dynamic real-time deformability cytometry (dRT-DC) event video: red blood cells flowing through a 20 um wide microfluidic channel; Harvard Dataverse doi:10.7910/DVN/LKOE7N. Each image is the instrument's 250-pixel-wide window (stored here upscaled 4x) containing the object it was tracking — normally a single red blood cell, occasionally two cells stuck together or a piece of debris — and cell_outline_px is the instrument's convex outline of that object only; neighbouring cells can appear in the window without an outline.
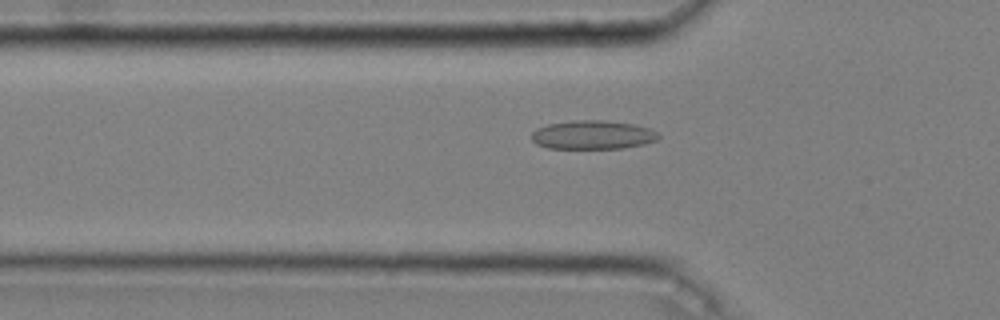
{"species": "common noctule bat (a hibernating species)", "species_latin": "Nyctalus noctula", "temperature_condition": "cold", "stored_images_in_passage": 43, "camera_frame_rate_fps": 3000, "um_per_image_px": 0.085, "animal": {"sex": "male", "body_mass_g": 20.4}, "frame": {"image": 1, "passage_image": 12, "time_ms": 3.667, "image_size_px": [1000, 320], "cell_outline_px": [[660, 136], [656, 140], [644, 144], [624, 148], [548, 148], [536, 144], [532, 140], [532, 132], [536, 128], [548, 124], [572, 120], [604, 120], [636, 124], [648, 128], [656, 132]], "centroid_in_image_um": [50.37, 11.45], "position_along_channel_um": 75.4, "area_um2": 21.33}}
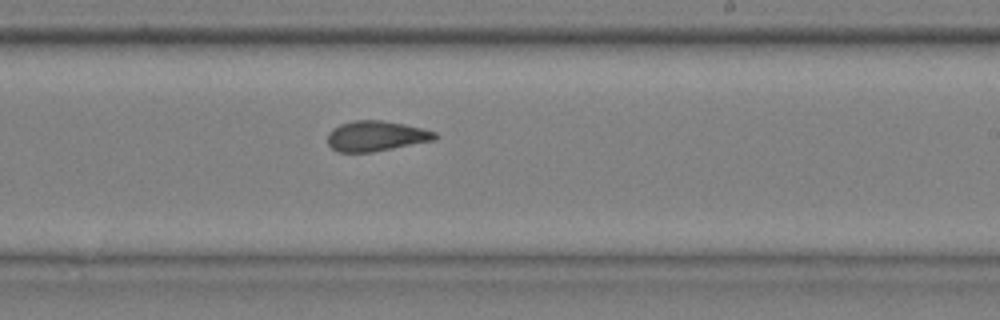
{"frame": {"image": 2, "passage_image": 27, "time_ms": 8.667, "image_size_px": [1000, 320], "cell_outline_px": [[440, 136], [436, 140], [372, 152], [336, 152], [328, 144], [328, 132], [332, 128], [340, 124], [356, 120], [380, 120], [404, 124], [436, 132]], "centroid_in_image_um": [31.97, 11.57], "position_along_channel_um": 257.0, "area_um2": 19.02}}
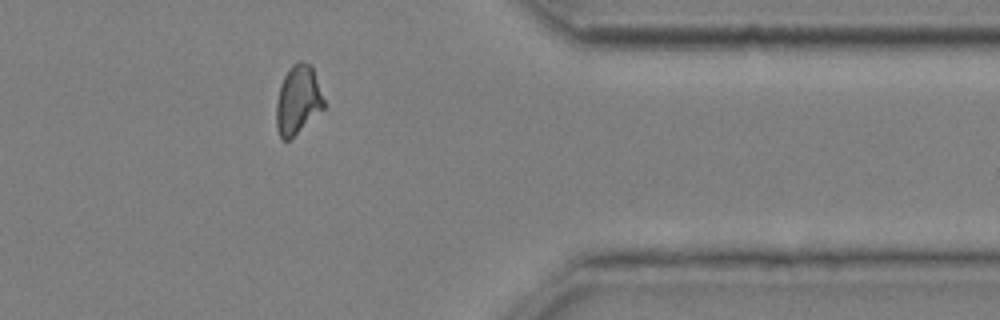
{"frame": {"image": 3, "passage_image": 39, "time_ms": 12.667, "image_size_px": [1000, 320], "cell_outline_px": [[324, 108], [288, 140], [280, 140], [276, 128], [276, 104], [280, 84], [288, 68], [292, 64], [300, 60], [312, 64], [324, 100]], "centroid_in_image_um": [25.3, 8.46], "position_along_channel_um": 386.1, "area_um2": 19.13}, "authors_computed_cell_mechanics": {"area_um2": 19.5364, "velocity_mm_per_s": 3.631, "shape_relaxation_time_tau1_ms": 6.6401, "shape_relaxation_time_tau2_ms": 1.5827, "deformation_change_tau1": 0.1572, "deformation_change_tau2": 0.0865}}